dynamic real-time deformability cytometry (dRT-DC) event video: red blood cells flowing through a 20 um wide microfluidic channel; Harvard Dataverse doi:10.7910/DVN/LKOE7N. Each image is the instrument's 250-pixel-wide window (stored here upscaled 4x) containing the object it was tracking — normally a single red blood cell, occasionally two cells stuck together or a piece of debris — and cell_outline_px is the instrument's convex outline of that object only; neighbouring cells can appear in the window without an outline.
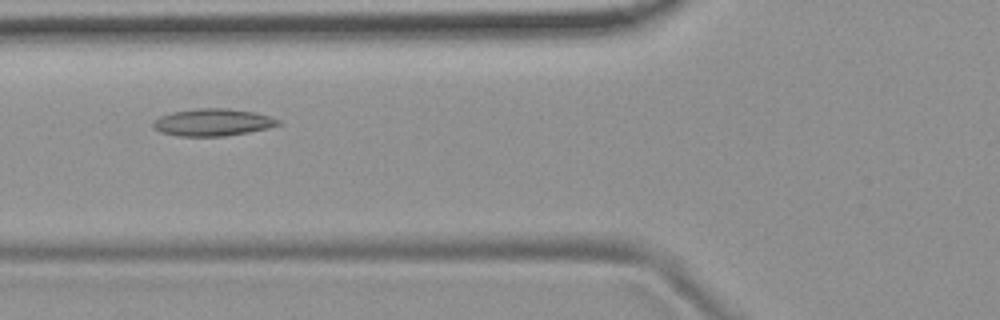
{"species": "common noctule bat (a hibernating species)", "species_latin": "Nyctalus noctula", "temperature_condition": "room temperature", "stored_images_in_passage": 44, "camera_frame_rate_fps": 3000, "um_per_image_px": 0.085, "animal": {"sex": "female", "body_mass_g": 19.9}, "frame": {"image": 1, "passage_image": 11, "time_ms": 3.333, "image_size_px": [1000, 320], "cell_outline_px": [[280, 124], [268, 128], [248, 132], [224, 136], [180, 136], [160, 132], [152, 128], [152, 120], [160, 116], [172, 112], [200, 108], [228, 108], [252, 112], [272, 116], [280, 120]], "centroid_in_image_um": [18.06, 10.4], "position_along_channel_um": 107.7, "area_um2": 19.88}}
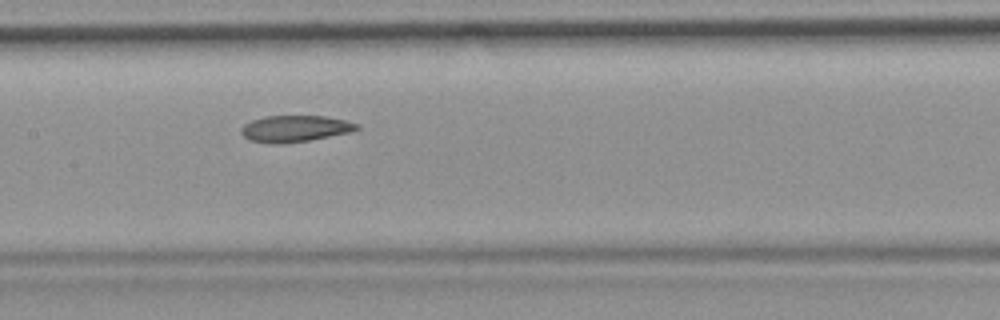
{"frame": {"image": 2, "passage_image": 17, "time_ms": 5.333, "image_size_px": [1000, 320], "cell_outline_px": [[360, 128], [352, 132], [308, 140], [280, 144], [272, 144], [248, 140], [240, 132], [240, 128], [244, 124], [252, 120], [264, 116], [324, 116], [344, 120], [360, 124]], "centroid_in_image_um": [25.05, 10.93], "position_along_channel_um": 182.3, "area_um2": 17.92}}
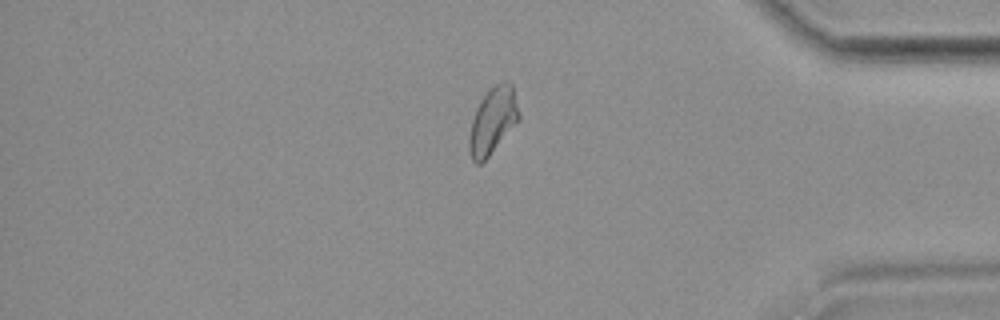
{"frame": {"image": 3, "passage_image": 36, "time_ms": 11.667, "image_size_px": [1000, 320], "cell_outline_px": [[520, 120], [488, 156], [480, 164], [476, 164], [472, 160], [468, 148], [468, 140], [472, 120], [476, 108], [480, 100], [496, 84], [504, 80], [512, 84], [520, 116]], "centroid_in_image_um": [41.88, 10.27], "position_along_channel_um": 393.3, "area_um2": 19.07}, "authors_computed_cell_mechanics": {"area_um2": 18.8139, "velocity_mm_per_s": 3.7339, "shape_relaxation_time_tau1_ms": 10.9917, "shape_relaxation_time_tau2_ms": 3.6713, "deformation_change_tau1": 0.202, "deformation_change_tau2": 0.1048}}